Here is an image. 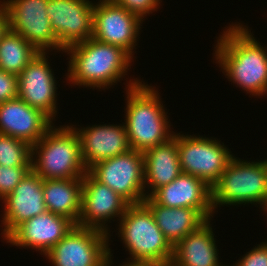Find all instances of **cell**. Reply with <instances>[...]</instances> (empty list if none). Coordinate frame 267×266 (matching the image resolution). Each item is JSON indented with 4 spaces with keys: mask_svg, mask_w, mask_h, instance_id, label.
<instances>
[{
    "mask_svg": "<svg viewBox=\"0 0 267 266\" xmlns=\"http://www.w3.org/2000/svg\"><path fill=\"white\" fill-rule=\"evenodd\" d=\"M225 29L214 47L219 67L229 81L250 95H266L267 47L261 46L248 27L240 23Z\"/></svg>",
    "mask_w": 267,
    "mask_h": 266,
    "instance_id": "cell-1",
    "label": "cell"
},
{
    "mask_svg": "<svg viewBox=\"0 0 267 266\" xmlns=\"http://www.w3.org/2000/svg\"><path fill=\"white\" fill-rule=\"evenodd\" d=\"M125 128L131 149L145 152L173 137L159 93L152 86L130 79L127 85Z\"/></svg>",
    "mask_w": 267,
    "mask_h": 266,
    "instance_id": "cell-2",
    "label": "cell"
},
{
    "mask_svg": "<svg viewBox=\"0 0 267 266\" xmlns=\"http://www.w3.org/2000/svg\"><path fill=\"white\" fill-rule=\"evenodd\" d=\"M70 55L67 79L78 86L105 89L127 73L132 57L121 47L90 38L64 50Z\"/></svg>",
    "mask_w": 267,
    "mask_h": 266,
    "instance_id": "cell-3",
    "label": "cell"
},
{
    "mask_svg": "<svg viewBox=\"0 0 267 266\" xmlns=\"http://www.w3.org/2000/svg\"><path fill=\"white\" fill-rule=\"evenodd\" d=\"M31 163L32 170L43 180L83 178L88 171L82 160L79 136L71 125L52 126L32 146Z\"/></svg>",
    "mask_w": 267,
    "mask_h": 266,
    "instance_id": "cell-4",
    "label": "cell"
},
{
    "mask_svg": "<svg viewBox=\"0 0 267 266\" xmlns=\"http://www.w3.org/2000/svg\"><path fill=\"white\" fill-rule=\"evenodd\" d=\"M119 220L118 234L131 255L129 261L171 263L173 247L143 203L129 205Z\"/></svg>",
    "mask_w": 267,
    "mask_h": 266,
    "instance_id": "cell-5",
    "label": "cell"
},
{
    "mask_svg": "<svg viewBox=\"0 0 267 266\" xmlns=\"http://www.w3.org/2000/svg\"><path fill=\"white\" fill-rule=\"evenodd\" d=\"M211 189L213 211L225 204L261 205L267 200V159L248 162L234 156Z\"/></svg>",
    "mask_w": 267,
    "mask_h": 266,
    "instance_id": "cell-6",
    "label": "cell"
},
{
    "mask_svg": "<svg viewBox=\"0 0 267 266\" xmlns=\"http://www.w3.org/2000/svg\"><path fill=\"white\" fill-rule=\"evenodd\" d=\"M222 144L215 138L178 133L177 146L181 171L202 179L212 188L234 157L224 143Z\"/></svg>",
    "mask_w": 267,
    "mask_h": 266,
    "instance_id": "cell-7",
    "label": "cell"
},
{
    "mask_svg": "<svg viewBox=\"0 0 267 266\" xmlns=\"http://www.w3.org/2000/svg\"><path fill=\"white\" fill-rule=\"evenodd\" d=\"M88 172L107 185L130 205L141 204L146 198L143 153L137 150L117 155L93 165Z\"/></svg>",
    "mask_w": 267,
    "mask_h": 266,
    "instance_id": "cell-8",
    "label": "cell"
},
{
    "mask_svg": "<svg viewBox=\"0 0 267 266\" xmlns=\"http://www.w3.org/2000/svg\"><path fill=\"white\" fill-rule=\"evenodd\" d=\"M109 236L75 225L45 256L53 266H101L111 250Z\"/></svg>",
    "mask_w": 267,
    "mask_h": 266,
    "instance_id": "cell-9",
    "label": "cell"
},
{
    "mask_svg": "<svg viewBox=\"0 0 267 266\" xmlns=\"http://www.w3.org/2000/svg\"><path fill=\"white\" fill-rule=\"evenodd\" d=\"M8 27L21 35L41 52L63 51L46 12L48 0H3ZM52 47V48H51Z\"/></svg>",
    "mask_w": 267,
    "mask_h": 266,
    "instance_id": "cell-10",
    "label": "cell"
},
{
    "mask_svg": "<svg viewBox=\"0 0 267 266\" xmlns=\"http://www.w3.org/2000/svg\"><path fill=\"white\" fill-rule=\"evenodd\" d=\"M97 3L94 4L92 38L119 46L133 58L143 20L112 0Z\"/></svg>",
    "mask_w": 267,
    "mask_h": 266,
    "instance_id": "cell-11",
    "label": "cell"
},
{
    "mask_svg": "<svg viewBox=\"0 0 267 266\" xmlns=\"http://www.w3.org/2000/svg\"><path fill=\"white\" fill-rule=\"evenodd\" d=\"M46 12L64 50L93 37L94 4L91 1L48 0Z\"/></svg>",
    "mask_w": 267,
    "mask_h": 266,
    "instance_id": "cell-12",
    "label": "cell"
},
{
    "mask_svg": "<svg viewBox=\"0 0 267 266\" xmlns=\"http://www.w3.org/2000/svg\"><path fill=\"white\" fill-rule=\"evenodd\" d=\"M129 205L123 197L87 171L82 178L81 212L77 225L109 234L108 219L110 222L112 218H121Z\"/></svg>",
    "mask_w": 267,
    "mask_h": 266,
    "instance_id": "cell-13",
    "label": "cell"
},
{
    "mask_svg": "<svg viewBox=\"0 0 267 266\" xmlns=\"http://www.w3.org/2000/svg\"><path fill=\"white\" fill-rule=\"evenodd\" d=\"M46 54L40 51L18 75V97L53 121L57 113V83Z\"/></svg>",
    "mask_w": 267,
    "mask_h": 266,
    "instance_id": "cell-14",
    "label": "cell"
},
{
    "mask_svg": "<svg viewBox=\"0 0 267 266\" xmlns=\"http://www.w3.org/2000/svg\"><path fill=\"white\" fill-rule=\"evenodd\" d=\"M3 239L21 223L47 211L43 195V179L31 170L15 189L3 199Z\"/></svg>",
    "mask_w": 267,
    "mask_h": 266,
    "instance_id": "cell-15",
    "label": "cell"
},
{
    "mask_svg": "<svg viewBox=\"0 0 267 266\" xmlns=\"http://www.w3.org/2000/svg\"><path fill=\"white\" fill-rule=\"evenodd\" d=\"M75 225L65 216L46 211L21 223L5 240L17 247L38 249L45 255Z\"/></svg>",
    "mask_w": 267,
    "mask_h": 266,
    "instance_id": "cell-16",
    "label": "cell"
},
{
    "mask_svg": "<svg viewBox=\"0 0 267 266\" xmlns=\"http://www.w3.org/2000/svg\"><path fill=\"white\" fill-rule=\"evenodd\" d=\"M53 121L22 99L0 103V134L23 140L30 146L36 144L53 126Z\"/></svg>",
    "mask_w": 267,
    "mask_h": 266,
    "instance_id": "cell-17",
    "label": "cell"
},
{
    "mask_svg": "<svg viewBox=\"0 0 267 266\" xmlns=\"http://www.w3.org/2000/svg\"><path fill=\"white\" fill-rule=\"evenodd\" d=\"M120 125L74 128L80 139L82 160L87 170L100 161L131 150L125 125Z\"/></svg>",
    "mask_w": 267,
    "mask_h": 266,
    "instance_id": "cell-18",
    "label": "cell"
},
{
    "mask_svg": "<svg viewBox=\"0 0 267 266\" xmlns=\"http://www.w3.org/2000/svg\"><path fill=\"white\" fill-rule=\"evenodd\" d=\"M149 197L165 207L198 209L207 219H211L215 213L211 187L202 179L183 172L169 184L156 189Z\"/></svg>",
    "mask_w": 267,
    "mask_h": 266,
    "instance_id": "cell-19",
    "label": "cell"
},
{
    "mask_svg": "<svg viewBox=\"0 0 267 266\" xmlns=\"http://www.w3.org/2000/svg\"><path fill=\"white\" fill-rule=\"evenodd\" d=\"M210 220L186 235L173 247V266H223L218 260V249Z\"/></svg>",
    "mask_w": 267,
    "mask_h": 266,
    "instance_id": "cell-20",
    "label": "cell"
},
{
    "mask_svg": "<svg viewBox=\"0 0 267 266\" xmlns=\"http://www.w3.org/2000/svg\"><path fill=\"white\" fill-rule=\"evenodd\" d=\"M144 159V184L151 189L146 192L150 196L156 189L169 184L181 173L177 133L168 141L158 144L143 152ZM149 184V185H148Z\"/></svg>",
    "mask_w": 267,
    "mask_h": 266,
    "instance_id": "cell-21",
    "label": "cell"
},
{
    "mask_svg": "<svg viewBox=\"0 0 267 266\" xmlns=\"http://www.w3.org/2000/svg\"><path fill=\"white\" fill-rule=\"evenodd\" d=\"M142 203L151 211L156 225L172 247L208 220L198 209L165 207L149 196Z\"/></svg>",
    "mask_w": 267,
    "mask_h": 266,
    "instance_id": "cell-22",
    "label": "cell"
},
{
    "mask_svg": "<svg viewBox=\"0 0 267 266\" xmlns=\"http://www.w3.org/2000/svg\"><path fill=\"white\" fill-rule=\"evenodd\" d=\"M43 195L47 211L65 216L78 224L82 202V178L43 180Z\"/></svg>",
    "mask_w": 267,
    "mask_h": 266,
    "instance_id": "cell-23",
    "label": "cell"
},
{
    "mask_svg": "<svg viewBox=\"0 0 267 266\" xmlns=\"http://www.w3.org/2000/svg\"><path fill=\"white\" fill-rule=\"evenodd\" d=\"M39 52L8 27L0 37V69L18 76Z\"/></svg>",
    "mask_w": 267,
    "mask_h": 266,
    "instance_id": "cell-24",
    "label": "cell"
},
{
    "mask_svg": "<svg viewBox=\"0 0 267 266\" xmlns=\"http://www.w3.org/2000/svg\"><path fill=\"white\" fill-rule=\"evenodd\" d=\"M32 146L23 140L0 134V165L32 166Z\"/></svg>",
    "mask_w": 267,
    "mask_h": 266,
    "instance_id": "cell-25",
    "label": "cell"
},
{
    "mask_svg": "<svg viewBox=\"0 0 267 266\" xmlns=\"http://www.w3.org/2000/svg\"><path fill=\"white\" fill-rule=\"evenodd\" d=\"M31 170L32 166L0 165V199L6 198Z\"/></svg>",
    "mask_w": 267,
    "mask_h": 266,
    "instance_id": "cell-26",
    "label": "cell"
},
{
    "mask_svg": "<svg viewBox=\"0 0 267 266\" xmlns=\"http://www.w3.org/2000/svg\"><path fill=\"white\" fill-rule=\"evenodd\" d=\"M115 4L127 9L129 12L143 19L152 11H157L160 0H112Z\"/></svg>",
    "mask_w": 267,
    "mask_h": 266,
    "instance_id": "cell-27",
    "label": "cell"
},
{
    "mask_svg": "<svg viewBox=\"0 0 267 266\" xmlns=\"http://www.w3.org/2000/svg\"><path fill=\"white\" fill-rule=\"evenodd\" d=\"M18 97V76L0 69V103Z\"/></svg>",
    "mask_w": 267,
    "mask_h": 266,
    "instance_id": "cell-28",
    "label": "cell"
},
{
    "mask_svg": "<svg viewBox=\"0 0 267 266\" xmlns=\"http://www.w3.org/2000/svg\"><path fill=\"white\" fill-rule=\"evenodd\" d=\"M231 266H267V241L255 246Z\"/></svg>",
    "mask_w": 267,
    "mask_h": 266,
    "instance_id": "cell-29",
    "label": "cell"
},
{
    "mask_svg": "<svg viewBox=\"0 0 267 266\" xmlns=\"http://www.w3.org/2000/svg\"><path fill=\"white\" fill-rule=\"evenodd\" d=\"M8 28V16L4 4L0 1V37Z\"/></svg>",
    "mask_w": 267,
    "mask_h": 266,
    "instance_id": "cell-30",
    "label": "cell"
},
{
    "mask_svg": "<svg viewBox=\"0 0 267 266\" xmlns=\"http://www.w3.org/2000/svg\"><path fill=\"white\" fill-rule=\"evenodd\" d=\"M123 262V264L119 265V266H155L154 264L150 263V262H139V261H129Z\"/></svg>",
    "mask_w": 267,
    "mask_h": 266,
    "instance_id": "cell-31",
    "label": "cell"
},
{
    "mask_svg": "<svg viewBox=\"0 0 267 266\" xmlns=\"http://www.w3.org/2000/svg\"><path fill=\"white\" fill-rule=\"evenodd\" d=\"M112 255L111 251H109V254L107 256V259L101 264V266H111L112 265Z\"/></svg>",
    "mask_w": 267,
    "mask_h": 266,
    "instance_id": "cell-32",
    "label": "cell"
},
{
    "mask_svg": "<svg viewBox=\"0 0 267 266\" xmlns=\"http://www.w3.org/2000/svg\"><path fill=\"white\" fill-rule=\"evenodd\" d=\"M260 206H262L261 208L264 209V210H262V211L267 212V200L264 201Z\"/></svg>",
    "mask_w": 267,
    "mask_h": 266,
    "instance_id": "cell-33",
    "label": "cell"
},
{
    "mask_svg": "<svg viewBox=\"0 0 267 266\" xmlns=\"http://www.w3.org/2000/svg\"><path fill=\"white\" fill-rule=\"evenodd\" d=\"M155 266H173V265L170 263V264H164V265H155Z\"/></svg>",
    "mask_w": 267,
    "mask_h": 266,
    "instance_id": "cell-34",
    "label": "cell"
}]
</instances>
